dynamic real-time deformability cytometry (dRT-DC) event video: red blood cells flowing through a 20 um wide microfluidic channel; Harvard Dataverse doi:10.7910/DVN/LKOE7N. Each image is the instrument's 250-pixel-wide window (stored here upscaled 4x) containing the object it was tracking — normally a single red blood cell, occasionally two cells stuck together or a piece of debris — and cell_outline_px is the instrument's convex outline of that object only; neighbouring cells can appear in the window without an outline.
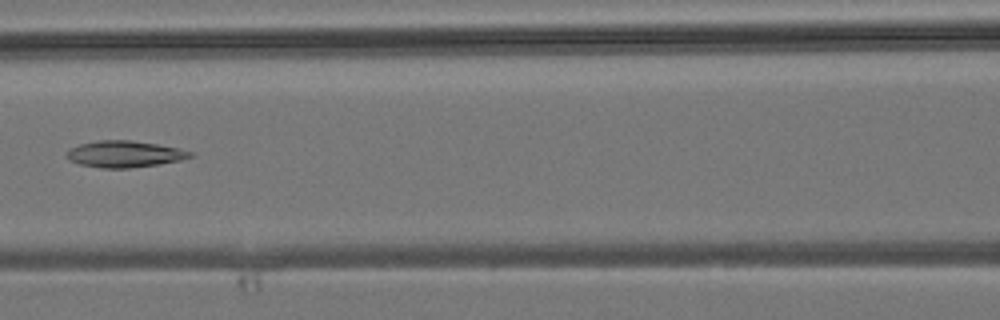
{"species": "common noctule bat (a hibernating species)", "species_latin": "Nyctalus noctula", "temperature_condition": "room temperature", "stored_images_in_passage": 31, "camera_frame_rate_fps": 3000, "um_per_image_px": 0.085, "animal": {"sex": "male", "body_mass_g": 19.2, "forearm_length_mm": 51.8}, "frame": {"image": 1, "passage_image": 8, "time_ms": 2.333, "image_size_px": [1000, 320], "cell_outline_px": [[196, 156], [180, 160], [160, 164], [128, 168], [100, 168], [80, 164], [68, 160], [68, 152], [72, 148], [80, 144], [96, 140], [132, 140], [156, 144], [176, 148], [192, 152]], "centroid_in_image_um": [10.6, 13.1], "position_along_channel_um": 156.0, "area_um2": 18.96}}
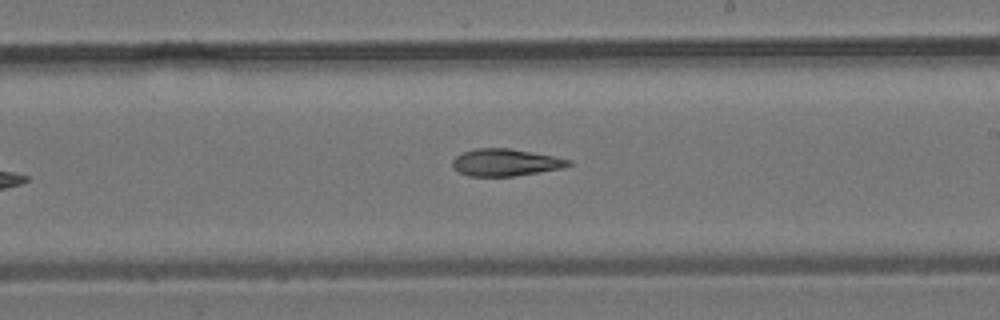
{"frame": {"image": 2, "passage_image": 14, "time_ms": 4.333, "image_size_px": [1000, 320], "cell_outline_px": [[572, 164], [560, 168], [540, 172], [512, 176], [468, 176], [452, 168], [452, 160], [456, 156], [464, 152], [476, 148], [508, 148], [552, 156], [572, 160]], "centroid_in_image_um": [42.93, 13.81], "position_along_channel_um": 246.1, "area_um2": 18.15}}
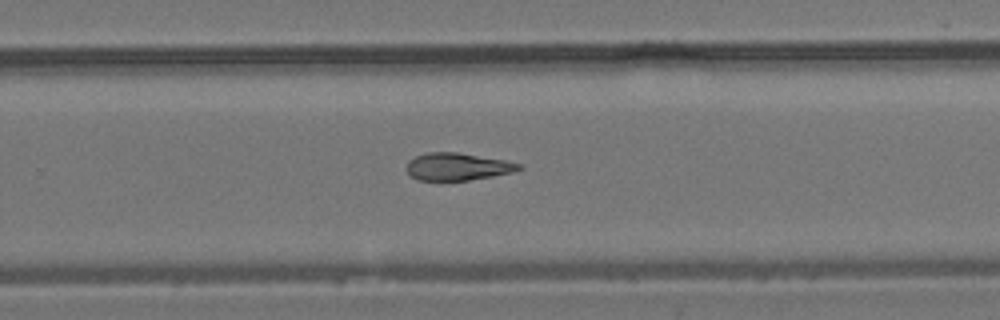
{"frame": {"image": 3, "passage_image": 17, "time_ms": 5.333, "image_size_px": [1000, 320], "cell_outline_px": [[524, 168], [512, 172], [492, 176], [468, 180], [416, 180], [404, 168], [408, 160], [416, 156], [428, 152], [456, 152], [504, 160], [524, 164]], "centroid_in_image_um": [38.88, 14.16], "position_along_channel_um": 290.9, "area_um2": 17.98}}